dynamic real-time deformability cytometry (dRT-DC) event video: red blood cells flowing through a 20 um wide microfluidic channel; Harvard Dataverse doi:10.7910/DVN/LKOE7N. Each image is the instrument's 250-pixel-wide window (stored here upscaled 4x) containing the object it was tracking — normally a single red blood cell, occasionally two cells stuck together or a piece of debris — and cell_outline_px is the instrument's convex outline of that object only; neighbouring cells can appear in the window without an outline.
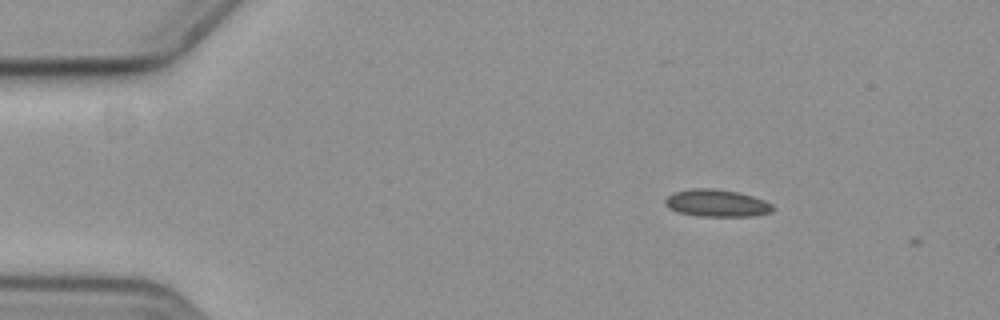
{"species": "common noctule bat (a hibernating species)", "species_latin": "Nyctalus noctula", "temperature_condition": "cold", "stored_images_in_passage": 3, "camera_frame_rate_fps": 3000, "um_per_image_px": 0.085, "animal": {"sex": "female", "body_mass_g": 19.3, "forearm_length_mm": 54.1}, "frame": {"image": 1, "passage_image": 2, "time_ms": 0.333, "image_size_px": [1000, 320], "cell_outline_px": [[776, 208], [772, 212], [752, 216], [700, 216], [676, 212], [668, 208], [664, 204], [664, 200], [668, 196], [676, 192], [696, 188], [712, 188], [736, 192], [752, 196], [764, 200], [772, 204]], "centroid_in_image_um": [60.93, 17.28], "position_along_channel_um": 24.1, "area_um2": 17.05}}